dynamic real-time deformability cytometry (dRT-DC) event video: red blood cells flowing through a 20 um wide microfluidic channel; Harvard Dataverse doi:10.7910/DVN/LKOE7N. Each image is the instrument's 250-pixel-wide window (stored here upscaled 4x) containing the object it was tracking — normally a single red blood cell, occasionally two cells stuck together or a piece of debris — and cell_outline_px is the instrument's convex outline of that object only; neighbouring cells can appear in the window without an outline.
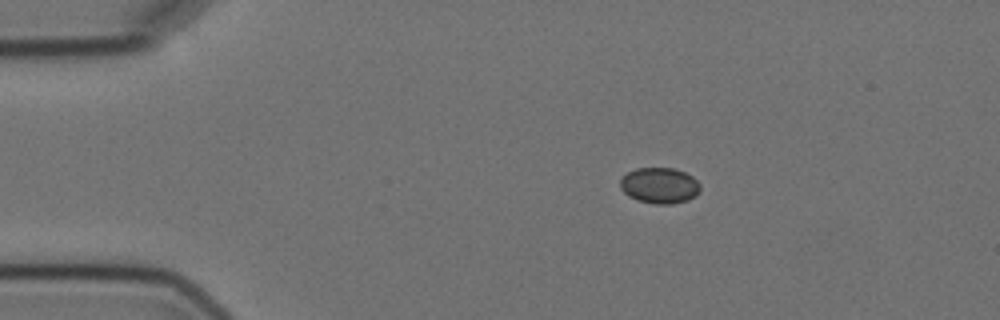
{"species": "Egyptian fruit bat (a non-hibernating species)", "species_latin": "Rousettus aegyptiacus", "temperature_condition": "cold", "stored_images_in_passage": 6, "camera_frame_rate_fps": 3000, "um_per_image_px": 0.085, "animal": {"sex": "female"}, "frame": {"image": 1, "passage_image": 1, "time_ms": 0.0, "image_size_px": [1000, 320], "cell_outline_px": [[700, 192], [696, 196], [688, 200], [672, 204], [656, 204], [636, 200], [628, 196], [620, 188], [620, 176], [636, 168], [672, 168], [684, 172], [692, 176], [700, 184]], "centroid_in_image_um": [56.05, 15.77], "position_along_channel_um": 28.9, "area_um2": 16.94}}
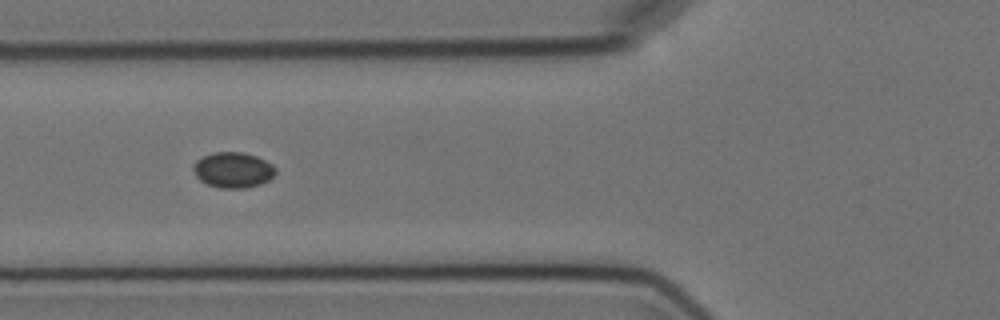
{"frame": {"image": 2, "passage_image": 4, "time_ms": 3.667, "image_size_px": [1000, 320], "cell_outline_px": [[276, 172], [268, 180], [260, 184], [244, 188], [220, 188], [208, 184], [200, 180], [196, 176], [192, 168], [192, 164], [196, 160], [204, 156], [216, 152], [244, 152], [256, 156], [272, 164], [276, 168]], "centroid_in_image_um": [19.8, 14.44], "position_along_channel_um": 106.0, "area_um2": 16.99}}
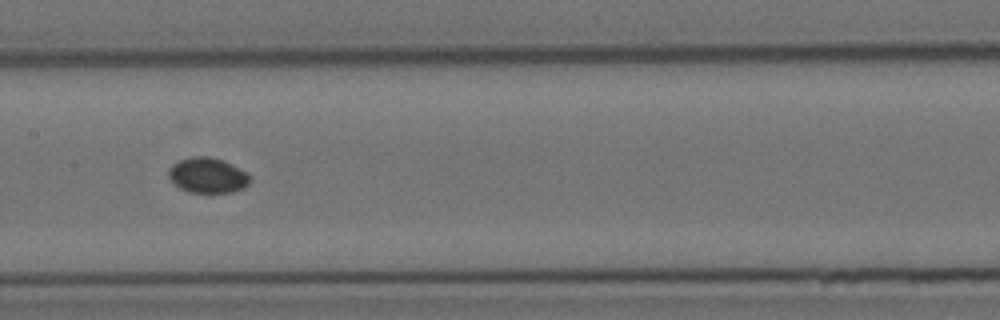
{"frame": {"image": 3, "passage_image": 6, "time_ms": 6.0, "image_size_px": [1000, 320], "cell_outline_px": [[252, 180], [244, 188], [232, 192], [188, 192], [180, 188], [168, 176], [168, 168], [172, 164], [180, 160], [192, 156], [208, 156], [224, 160], [248, 172], [252, 176]], "centroid_in_image_um": [17.69, 14.89], "position_along_channel_um": 189.7, "area_um2": 16.94}}